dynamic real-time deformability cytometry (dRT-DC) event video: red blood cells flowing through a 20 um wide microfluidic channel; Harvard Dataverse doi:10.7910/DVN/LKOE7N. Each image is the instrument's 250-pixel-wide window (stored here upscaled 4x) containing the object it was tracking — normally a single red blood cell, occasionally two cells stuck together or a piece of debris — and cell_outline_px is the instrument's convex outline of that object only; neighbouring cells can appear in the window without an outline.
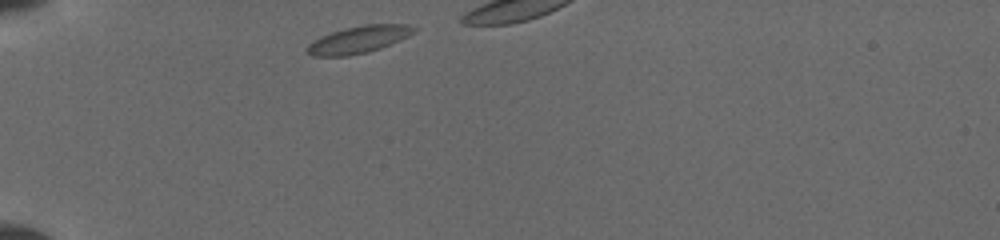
{"species": "common noctule bat (a hibernating species)", "species_latin": "Nyctalus noctula", "temperature_condition": "cold", "stored_images_in_passage": 15, "camera_frame_rate_fps": 3000, "um_per_image_px": 0.085, "animal": {"sex": "female", "body_mass_g": 19.5, "forearm_length_mm": 54.1}, "frame": {"image": 1, "passage_image": 1, "time_ms": 0.0, "image_size_px": [1000, 240], "cell_outline_px": [[416, 28], [408, 36], [400, 40], [380, 48], [368, 52], [348, 56], [312, 56], [308, 52], [308, 44], [320, 36], [344, 28], [364, 24], [408, 24]], "centroid_in_image_um": [30.47, 3.36], "position_along_channel_um": 54.5, "area_um2": 16.76}}
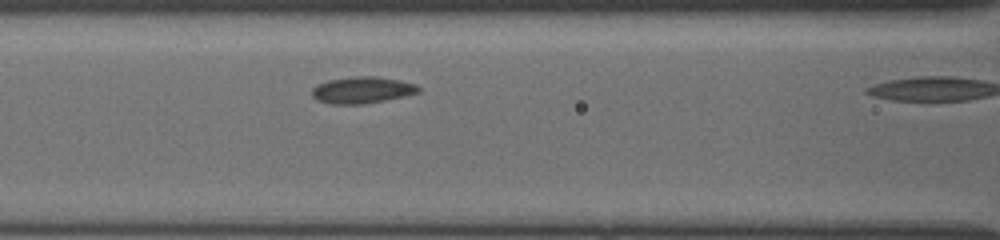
{"frame": {"image": 2, "passage_image": 14, "time_ms": 2.667, "image_size_px": [1000, 240], "cell_outline_px": [[420, 92], [404, 96], [364, 104], [328, 104], [316, 100], [312, 96], [312, 88], [316, 84], [328, 80], [352, 76], [376, 76], [400, 80], [416, 84], [420, 88]], "centroid_in_image_um": [30.75, 7.65], "position_along_channel_um": 135.8, "area_um2": 16.7}}